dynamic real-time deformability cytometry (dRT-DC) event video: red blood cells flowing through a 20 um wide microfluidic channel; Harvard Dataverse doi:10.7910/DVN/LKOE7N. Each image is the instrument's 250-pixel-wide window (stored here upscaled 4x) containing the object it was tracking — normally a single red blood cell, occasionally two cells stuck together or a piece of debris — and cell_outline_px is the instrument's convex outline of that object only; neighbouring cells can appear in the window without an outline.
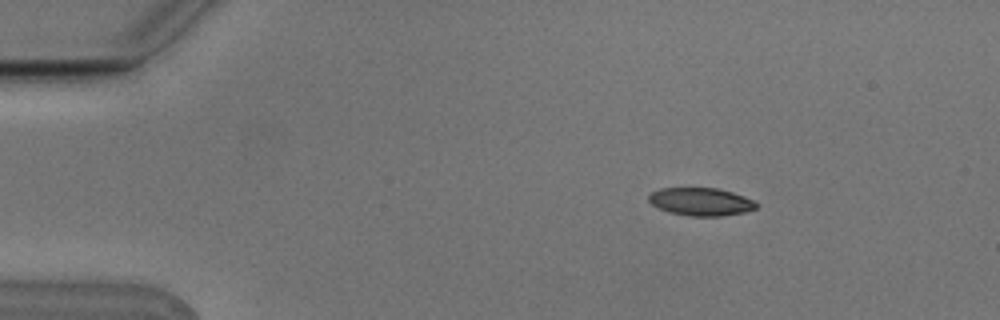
{"species": "Egyptian fruit bat (a non-hibernating species)", "species_latin": "Rousettus aegyptiacus", "temperature_condition": "cold", "stored_images_in_passage": 5, "camera_frame_rate_fps": 3000, "um_per_image_px": 0.085, "animal": {"sex": "male"}, "frame": {"image": 1, "passage_image": 2, "time_ms": 0.333, "image_size_px": [1000, 320], "cell_outline_px": [[756, 208], [744, 212], [720, 216], [692, 216], [668, 212], [652, 204], [648, 200], [648, 196], [652, 192], [660, 188], [716, 188], [732, 192], [744, 196], [752, 200], [756, 204]], "centroid_in_image_um": [59.55, 17.14], "position_along_channel_um": 25.5, "area_um2": 17.28}}